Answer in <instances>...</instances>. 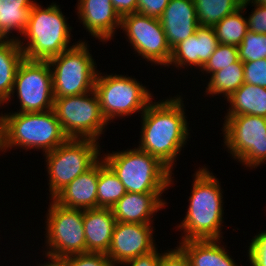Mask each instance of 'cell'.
Masks as SVG:
<instances>
[{
	"label": "cell",
	"instance_id": "cell-1",
	"mask_svg": "<svg viewBox=\"0 0 266 266\" xmlns=\"http://www.w3.org/2000/svg\"><path fill=\"white\" fill-rule=\"evenodd\" d=\"M179 94L152 101L138 115L141 116L138 148L156 157L172 173L192 131L185 113L187 109H184V94Z\"/></svg>",
	"mask_w": 266,
	"mask_h": 266
},
{
	"label": "cell",
	"instance_id": "cell-2",
	"mask_svg": "<svg viewBox=\"0 0 266 266\" xmlns=\"http://www.w3.org/2000/svg\"><path fill=\"white\" fill-rule=\"evenodd\" d=\"M208 169L199 166L192 175V189L186 215L176 230L182 232L179 241L224 239V189L221 181ZM180 229V230H179Z\"/></svg>",
	"mask_w": 266,
	"mask_h": 266
},
{
	"label": "cell",
	"instance_id": "cell-3",
	"mask_svg": "<svg viewBox=\"0 0 266 266\" xmlns=\"http://www.w3.org/2000/svg\"><path fill=\"white\" fill-rule=\"evenodd\" d=\"M59 6L54 2L47 7L37 2L32 6L26 29L17 39L24 58L48 61L81 40L71 42L73 27Z\"/></svg>",
	"mask_w": 266,
	"mask_h": 266
},
{
	"label": "cell",
	"instance_id": "cell-4",
	"mask_svg": "<svg viewBox=\"0 0 266 266\" xmlns=\"http://www.w3.org/2000/svg\"><path fill=\"white\" fill-rule=\"evenodd\" d=\"M101 155L127 192L166 193L165 191L174 185V172L172 173L156 157L139 149L136 145L135 148Z\"/></svg>",
	"mask_w": 266,
	"mask_h": 266
},
{
	"label": "cell",
	"instance_id": "cell-5",
	"mask_svg": "<svg viewBox=\"0 0 266 266\" xmlns=\"http://www.w3.org/2000/svg\"><path fill=\"white\" fill-rule=\"evenodd\" d=\"M4 150H42L51 152L68 137L65 135L54 110L46 112L4 113ZM15 147V148H14Z\"/></svg>",
	"mask_w": 266,
	"mask_h": 266
},
{
	"label": "cell",
	"instance_id": "cell-6",
	"mask_svg": "<svg viewBox=\"0 0 266 266\" xmlns=\"http://www.w3.org/2000/svg\"><path fill=\"white\" fill-rule=\"evenodd\" d=\"M94 90L100 101L102 115L108 124L118 118L131 117L136 112L141 115L154 99L150 89L134 76L107 72L105 74L99 70Z\"/></svg>",
	"mask_w": 266,
	"mask_h": 266
},
{
	"label": "cell",
	"instance_id": "cell-7",
	"mask_svg": "<svg viewBox=\"0 0 266 266\" xmlns=\"http://www.w3.org/2000/svg\"><path fill=\"white\" fill-rule=\"evenodd\" d=\"M80 40L70 49L48 60L54 98L78 96L93 91L98 73L89 41Z\"/></svg>",
	"mask_w": 266,
	"mask_h": 266
},
{
	"label": "cell",
	"instance_id": "cell-8",
	"mask_svg": "<svg viewBox=\"0 0 266 266\" xmlns=\"http://www.w3.org/2000/svg\"><path fill=\"white\" fill-rule=\"evenodd\" d=\"M101 145L92 139L68 138L60 146L44 154L49 181V199L77 176L89 170L101 158Z\"/></svg>",
	"mask_w": 266,
	"mask_h": 266
},
{
	"label": "cell",
	"instance_id": "cell-9",
	"mask_svg": "<svg viewBox=\"0 0 266 266\" xmlns=\"http://www.w3.org/2000/svg\"><path fill=\"white\" fill-rule=\"evenodd\" d=\"M222 119V145L232 159L248 170L266 164V117L239 115Z\"/></svg>",
	"mask_w": 266,
	"mask_h": 266
},
{
	"label": "cell",
	"instance_id": "cell-10",
	"mask_svg": "<svg viewBox=\"0 0 266 266\" xmlns=\"http://www.w3.org/2000/svg\"><path fill=\"white\" fill-rule=\"evenodd\" d=\"M53 110L68 138L99 142L108 128L95 90L78 96L54 98Z\"/></svg>",
	"mask_w": 266,
	"mask_h": 266
},
{
	"label": "cell",
	"instance_id": "cell-11",
	"mask_svg": "<svg viewBox=\"0 0 266 266\" xmlns=\"http://www.w3.org/2000/svg\"><path fill=\"white\" fill-rule=\"evenodd\" d=\"M45 220V251L52 257L64 258L86 252L83 209L66 208L49 199Z\"/></svg>",
	"mask_w": 266,
	"mask_h": 266
},
{
	"label": "cell",
	"instance_id": "cell-12",
	"mask_svg": "<svg viewBox=\"0 0 266 266\" xmlns=\"http://www.w3.org/2000/svg\"><path fill=\"white\" fill-rule=\"evenodd\" d=\"M16 94V95H15ZM19 106L15 112H46L53 109L54 95L52 71L48 61L24 58L19 64L12 92L5 101L15 100Z\"/></svg>",
	"mask_w": 266,
	"mask_h": 266
},
{
	"label": "cell",
	"instance_id": "cell-13",
	"mask_svg": "<svg viewBox=\"0 0 266 266\" xmlns=\"http://www.w3.org/2000/svg\"><path fill=\"white\" fill-rule=\"evenodd\" d=\"M126 41L130 43L133 54L141 56L142 60L151 66L168 67L172 50L166 40V35L158 18L142 15L138 12L121 17V26ZM163 66V67H162Z\"/></svg>",
	"mask_w": 266,
	"mask_h": 266
},
{
	"label": "cell",
	"instance_id": "cell-14",
	"mask_svg": "<svg viewBox=\"0 0 266 266\" xmlns=\"http://www.w3.org/2000/svg\"><path fill=\"white\" fill-rule=\"evenodd\" d=\"M154 224L116 222L111 245L106 253L115 266L153 251L158 244Z\"/></svg>",
	"mask_w": 266,
	"mask_h": 266
},
{
	"label": "cell",
	"instance_id": "cell-15",
	"mask_svg": "<svg viewBox=\"0 0 266 266\" xmlns=\"http://www.w3.org/2000/svg\"><path fill=\"white\" fill-rule=\"evenodd\" d=\"M219 45L213 27L199 26L196 32L172 49L168 67L177 70H198L209 60ZM180 68V69H179ZM186 68V69H185ZM194 68V69H193Z\"/></svg>",
	"mask_w": 266,
	"mask_h": 266
},
{
	"label": "cell",
	"instance_id": "cell-16",
	"mask_svg": "<svg viewBox=\"0 0 266 266\" xmlns=\"http://www.w3.org/2000/svg\"><path fill=\"white\" fill-rule=\"evenodd\" d=\"M76 11L78 22L83 24L89 36L102 44L116 37L121 26V17L113 7L111 0H78ZM105 42V43H104Z\"/></svg>",
	"mask_w": 266,
	"mask_h": 266
},
{
	"label": "cell",
	"instance_id": "cell-17",
	"mask_svg": "<svg viewBox=\"0 0 266 266\" xmlns=\"http://www.w3.org/2000/svg\"><path fill=\"white\" fill-rule=\"evenodd\" d=\"M164 193L127 192L112 208L116 222L153 224L158 211L169 203L162 198ZM156 213V214H155Z\"/></svg>",
	"mask_w": 266,
	"mask_h": 266
},
{
	"label": "cell",
	"instance_id": "cell-18",
	"mask_svg": "<svg viewBox=\"0 0 266 266\" xmlns=\"http://www.w3.org/2000/svg\"><path fill=\"white\" fill-rule=\"evenodd\" d=\"M159 20L171 50L199 27L193 0H170Z\"/></svg>",
	"mask_w": 266,
	"mask_h": 266
},
{
	"label": "cell",
	"instance_id": "cell-19",
	"mask_svg": "<svg viewBox=\"0 0 266 266\" xmlns=\"http://www.w3.org/2000/svg\"><path fill=\"white\" fill-rule=\"evenodd\" d=\"M99 160L87 171L77 176L52 199L61 206L73 209L97 208Z\"/></svg>",
	"mask_w": 266,
	"mask_h": 266
},
{
	"label": "cell",
	"instance_id": "cell-20",
	"mask_svg": "<svg viewBox=\"0 0 266 266\" xmlns=\"http://www.w3.org/2000/svg\"><path fill=\"white\" fill-rule=\"evenodd\" d=\"M86 252L106 254L110 248L116 219L111 208L84 210Z\"/></svg>",
	"mask_w": 266,
	"mask_h": 266
},
{
	"label": "cell",
	"instance_id": "cell-21",
	"mask_svg": "<svg viewBox=\"0 0 266 266\" xmlns=\"http://www.w3.org/2000/svg\"><path fill=\"white\" fill-rule=\"evenodd\" d=\"M191 266H240L226 248L223 239L178 241ZM223 242V243H222ZM222 244V245H221Z\"/></svg>",
	"mask_w": 266,
	"mask_h": 266
},
{
	"label": "cell",
	"instance_id": "cell-22",
	"mask_svg": "<svg viewBox=\"0 0 266 266\" xmlns=\"http://www.w3.org/2000/svg\"><path fill=\"white\" fill-rule=\"evenodd\" d=\"M228 101V102H227ZM225 116L255 115L266 117V88L243 83L226 100Z\"/></svg>",
	"mask_w": 266,
	"mask_h": 266
},
{
	"label": "cell",
	"instance_id": "cell-23",
	"mask_svg": "<svg viewBox=\"0 0 266 266\" xmlns=\"http://www.w3.org/2000/svg\"><path fill=\"white\" fill-rule=\"evenodd\" d=\"M35 3L36 0H0V39H19Z\"/></svg>",
	"mask_w": 266,
	"mask_h": 266
},
{
	"label": "cell",
	"instance_id": "cell-24",
	"mask_svg": "<svg viewBox=\"0 0 266 266\" xmlns=\"http://www.w3.org/2000/svg\"><path fill=\"white\" fill-rule=\"evenodd\" d=\"M24 53L16 39H0V97L9 98Z\"/></svg>",
	"mask_w": 266,
	"mask_h": 266
},
{
	"label": "cell",
	"instance_id": "cell-25",
	"mask_svg": "<svg viewBox=\"0 0 266 266\" xmlns=\"http://www.w3.org/2000/svg\"><path fill=\"white\" fill-rule=\"evenodd\" d=\"M207 80L204 95H209V98L224 97L226 101L244 83L243 62L239 59L236 63L214 72Z\"/></svg>",
	"mask_w": 266,
	"mask_h": 266
},
{
	"label": "cell",
	"instance_id": "cell-26",
	"mask_svg": "<svg viewBox=\"0 0 266 266\" xmlns=\"http://www.w3.org/2000/svg\"><path fill=\"white\" fill-rule=\"evenodd\" d=\"M127 193L124 185L113 170L99 159L97 184V208H112Z\"/></svg>",
	"mask_w": 266,
	"mask_h": 266
},
{
	"label": "cell",
	"instance_id": "cell-27",
	"mask_svg": "<svg viewBox=\"0 0 266 266\" xmlns=\"http://www.w3.org/2000/svg\"><path fill=\"white\" fill-rule=\"evenodd\" d=\"M246 9L247 6H242L213 27L219 43L237 47L241 44L249 31L247 18L244 17L247 15Z\"/></svg>",
	"mask_w": 266,
	"mask_h": 266
},
{
	"label": "cell",
	"instance_id": "cell-28",
	"mask_svg": "<svg viewBox=\"0 0 266 266\" xmlns=\"http://www.w3.org/2000/svg\"><path fill=\"white\" fill-rule=\"evenodd\" d=\"M199 26L214 27L242 7L243 0H193Z\"/></svg>",
	"mask_w": 266,
	"mask_h": 266
},
{
	"label": "cell",
	"instance_id": "cell-29",
	"mask_svg": "<svg viewBox=\"0 0 266 266\" xmlns=\"http://www.w3.org/2000/svg\"><path fill=\"white\" fill-rule=\"evenodd\" d=\"M238 54L243 63L266 59V34L248 31L238 46Z\"/></svg>",
	"mask_w": 266,
	"mask_h": 266
},
{
	"label": "cell",
	"instance_id": "cell-30",
	"mask_svg": "<svg viewBox=\"0 0 266 266\" xmlns=\"http://www.w3.org/2000/svg\"><path fill=\"white\" fill-rule=\"evenodd\" d=\"M239 60L238 47L234 45L221 44L217 46L209 60L201 69L203 76H210L214 72L221 70Z\"/></svg>",
	"mask_w": 266,
	"mask_h": 266
},
{
	"label": "cell",
	"instance_id": "cell-31",
	"mask_svg": "<svg viewBox=\"0 0 266 266\" xmlns=\"http://www.w3.org/2000/svg\"><path fill=\"white\" fill-rule=\"evenodd\" d=\"M247 250L248 262L251 266H266V230L253 236Z\"/></svg>",
	"mask_w": 266,
	"mask_h": 266
},
{
	"label": "cell",
	"instance_id": "cell-32",
	"mask_svg": "<svg viewBox=\"0 0 266 266\" xmlns=\"http://www.w3.org/2000/svg\"><path fill=\"white\" fill-rule=\"evenodd\" d=\"M68 266H115L103 253L85 252L64 257Z\"/></svg>",
	"mask_w": 266,
	"mask_h": 266
},
{
	"label": "cell",
	"instance_id": "cell-33",
	"mask_svg": "<svg viewBox=\"0 0 266 266\" xmlns=\"http://www.w3.org/2000/svg\"><path fill=\"white\" fill-rule=\"evenodd\" d=\"M244 83L266 88V59L243 63Z\"/></svg>",
	"mask_w": 266,
	"mask_h": 266
},
{
	"label": "cell",
	"instance_id": "cell-34",
	"mask_svg": "<svg viewBox=\"0 0 266 266\" xmlns=\"http://www.w3.org/2000/svg\"><path fill=\"white\" fill-rule=\"evenodd\" d=\"M250 5L254 8L249 12L251 14H249L248 17L246 16L249 31L258 34H266V5L242 3V6L248 7Z\"/></svg>",
	"mask_w": 266,
	"mask_h": 266
},
{
	"label": "cell",
	"instance_id": "cell-35",
	"mask_svg": "<svg viewBox=\"0 0 266 266\" xmlns=\"http://www.w3.org/2000/svg\"><path fill=\"white\" fill-rule=\"evenodd\" d=\"M174 249L169 248L160 253V266H191L188 255L177 244ZM167 251V252H166Z\"/></svg>",
	"mask_w": 266,
	"mask_h": 266
},
{
	"label": "cell",
	"instance_id": "cell-36",
	"mask_svg": "<svg viewBox=\"0 0 266 266\" xmlns=\"http://www.w3.org/2000/svg\"><path fill=\"white\" fill-rule=\"evenodd\" d=\"M137 12L153 18H160L170 0H137Z\"/></svg>",
	"mask_w": 266,
	"mask_h": 266
},
{
	"label": "cell",
	"instance_id": "cell-37",
	"mask_svg": "<svg viewBox=\"0 0 266 266\" xmlns=\"http://www.w3.org/2000/svg\"><path fill=\"white\" fill-rule=\"evenodd\" d=\"M160 250L158 246L151 252L121 264L120 266H160Z\"/></svg>",
	"mask_w": 266,
	"mask_h": 266
},
{
	"label": "cell",
	"instance_id": "cell-38",
	"mask_svg": "<svg viewBox=\"0 0 266 266\" xmlns=\"http://www.w3.org/2000/svg\"><path fill=\"white\" fill-rule=\"evenodd\" d=\"M114 9L120 17L137 12V0H111Z\"/></svg>",
	"mask_w": 266,
	"mask_h": 266
},
{
	"label": "cell",
	"instance_id": "cell-39",
	"mask_svg": "<svg viewBox=\"0 0 266 266\" xmlns=\"http://www.w3.org/2000/svg\"><path fill=\"white\" fill-rule=\"evenodd\" d=\"M47 261H44L43 264L39 262L36 263L38 266H68L64 258L52 257L47 254H43Z\"/></svg>",
	"mask_w": 266,
	"mask_h": 266
},
{
	"label": "cell",
	"instance_id": "cell-40",
	"mask_svg": "<svg viewBox=\"0 0 266 266\" xmlns=\"http://www.w3.org/2000/svg\"><path fill=\"white\" fill-rule=\"evenodd\" d=\"M5 153L4 150V115H0V153Z\"/></svg>",
	"mask_w": 266,
	"mask_h": 266
},
{
	"label": "cell",
	"instance_id": "cell-41",
	"mask_svg": "<svg viewBox=\"0 0 266 266\" xmlns=\"http://www.w3.org/2000/svg\"><path fill=\"white\" fill-rule=\"evenodd\" d=\"M4 104H5V100H4L2 97H0V108H1L2 106H3V108L6 107ZM0 115H5V114H3V112L1 111V112H0Z\"/></svg>",
	"mask_w": 266,
	"mask_h": 266
}]
</instances>
